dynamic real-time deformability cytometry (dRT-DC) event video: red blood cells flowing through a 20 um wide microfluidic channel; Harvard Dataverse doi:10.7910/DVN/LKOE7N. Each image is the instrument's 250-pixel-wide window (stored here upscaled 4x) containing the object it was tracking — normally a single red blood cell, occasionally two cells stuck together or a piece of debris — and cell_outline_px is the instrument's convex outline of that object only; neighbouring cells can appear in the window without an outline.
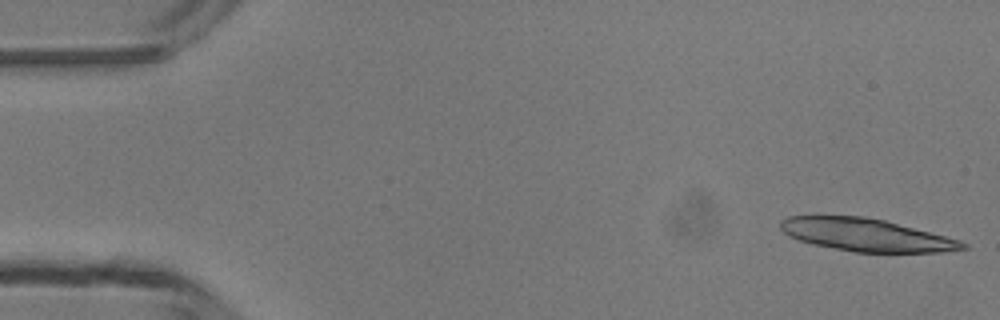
{"species": "common noctule bat (a hibernating species)", "species_latin": "Nyctalus noctula", "temperature_condition": "room temperature", "stored_images_in_passage": 14, "camera_frame_rate_fps": 3000, "um_per_image_px": 0.085, "animal": {"sex": "male", "body_mass_g": 13.3}, "frame": {"image": 1, "passage_image": 1, "time_ms": 0.0, "image_size_px": [1000, 320], "cell_outline_px": [[968, 248], [940, 252], [852, 252], [812, 244], [788, 236], [780, 228], [780, 220], [788, 216], [864, 216], [884, 220], [960, 240], [968, 244]], "centroid_in_image_um": [73.6, 19.97], "position_along_channel_um": 11.4, "area_um2": 34.51}}